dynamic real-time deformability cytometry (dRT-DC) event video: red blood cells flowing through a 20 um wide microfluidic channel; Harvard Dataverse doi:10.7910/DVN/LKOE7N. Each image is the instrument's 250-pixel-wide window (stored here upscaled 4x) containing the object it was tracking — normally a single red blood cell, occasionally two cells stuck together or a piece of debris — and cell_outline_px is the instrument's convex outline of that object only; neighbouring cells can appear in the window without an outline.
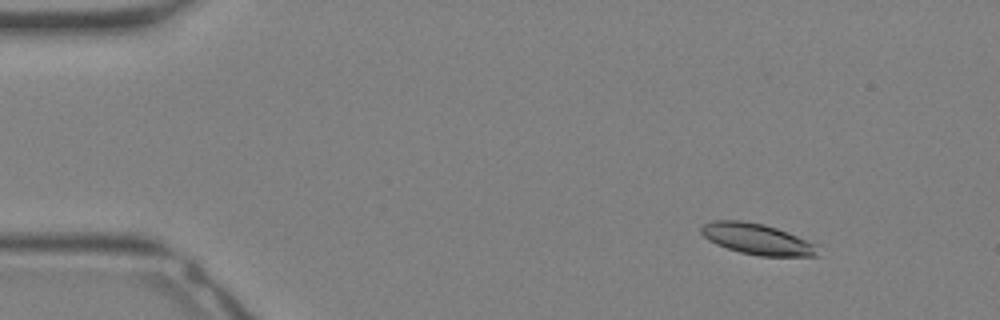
{"species": "Egyptian fruit bat (a non-hibernating species)", "species_latin": "Rousettus aegyptiacus", "temperature_condition": "warm", "stored_images_in_passage": 33, "camera_frame_rate_fps": 3000, "um_per_image_px": 0.085, "animal": {"sex": "female"}, "frame": {"image": 1, "passage_image": 4, "time_ms": 1.0, "image_size_px": [1000, 320], "cell_outline_px": [[820, 256], [760, 256], [740, 252], [716, 244], [708, 240], [700, 232], [700, 228], [704, 224], [712, 220], [740, 220], [764, 224], [776, 228], [820, 244]], "centroid_in_image_um": [64.42, 20.32], "position_along_channel_um": 20.6, "area_um2": 21.33}}
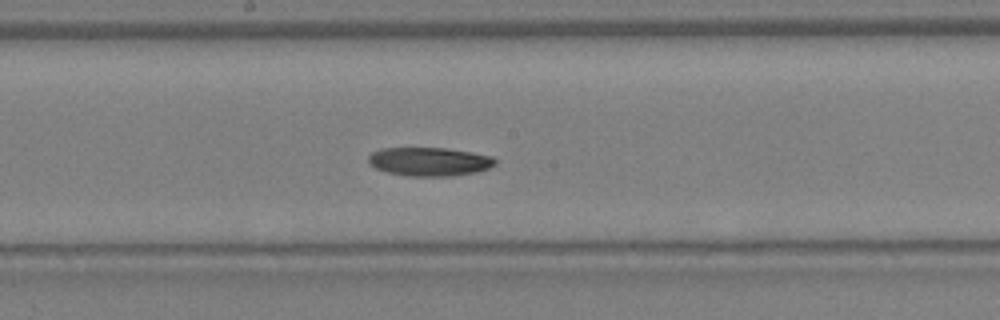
{"frame": {"image": 2, "passage_image": 18, "time_ms": 5.667, "image_size_px": [1000, 320], "cell_outline_px": [[496, 164], [488, 168], [476, 172], [452, 176], [408, 176], [388, 172], [376, 168], [368, 164], [368, 156], [372, 152], [380, 148], [448, 148], [472, 152], [492, 156], [496, 160]], "centroid_in_image_um": [36.49, 13.73], "position_along_channel_um": 211.7, "area_um2": 21.27}}
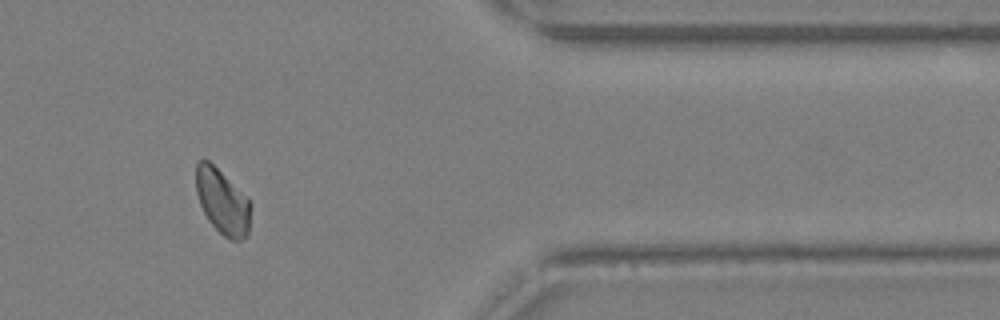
{"frame": {"image": 3, "passage_image": 28, "time_ms": 9.0, "image_size_px": [1000, 320], "cell_outline_px": [[248, 236], [240, 240], [228, 240], [212, 224], [204, 212], [200, 204], [196, 192], [196, 164], [200, 160], [208, 160], [248, 196]], "centroid_in_image_um": [18.88, 17.12], "position_along_channel_um": 392.5, "area_um2": 20.35}}